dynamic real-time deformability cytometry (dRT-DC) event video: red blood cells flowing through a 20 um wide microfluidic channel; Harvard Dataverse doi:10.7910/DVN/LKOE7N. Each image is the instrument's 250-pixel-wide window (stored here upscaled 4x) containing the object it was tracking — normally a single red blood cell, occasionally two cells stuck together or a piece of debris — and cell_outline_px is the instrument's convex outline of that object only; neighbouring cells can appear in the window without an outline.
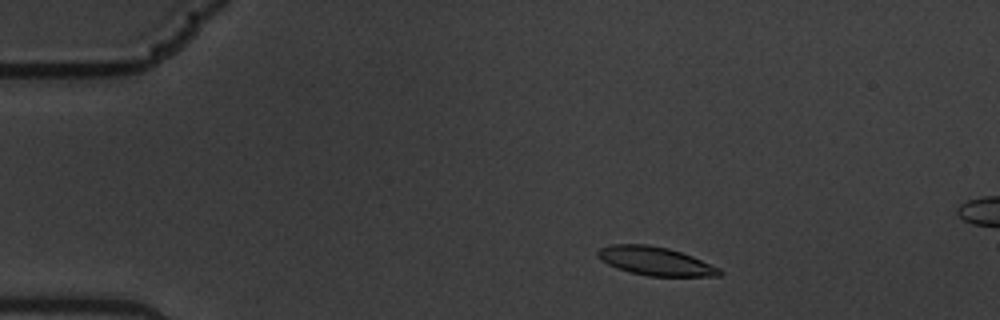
{"species": "common noctule bat (a hibernating species)", "species_latin": "Nyctalus noctula", "temperature_condition": "warm", "stored_images_in_passage": 53, "camera_frame_rate_fps": 3000, "um_per_image_px": 0.085, "animal": {"sex": "male", "body_mass_g": 19.5, "forearm_length_mm": 54.6}, "frame": {"image": 1, "passage_image": 3, "time_ms": 0.667, "image_size_px": [1000, 320], "cell_outline_px": [[724, 272], [720, 276], [648, 276], [628, 272], [616, 268], [600, 260], [596, 256], [596, 252], [600, 248], [612, 244], [648, 244], [668, 248], [692, 256], [720, 268]], "centroid_in_image_um": [55.68, 22.19], "position_along_channel_um": 29.3, "area_um2": 20.4}}
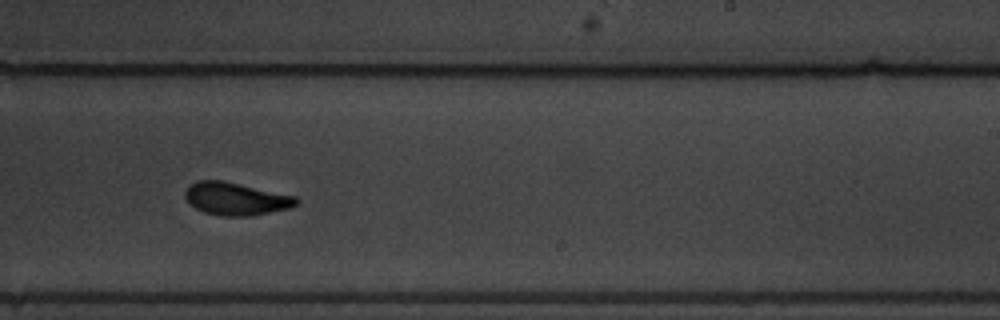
{"frame": {"image": 2, "passage_image": 30, "time_ms": 9.667, "image_size_px": [1000, 320], "cell_outline_px": [[300, 200], [296, 204], [288, 208], [248, 216], [224, 216], [204, 212], [188, 204], [184, 196], [184, 192], [196, 180], [224, 180], [296, 196]], "centroid_in_image_um": [20.02, 16.88], "position_along_channel_um": 269.0, "area_um2": 21.15}}
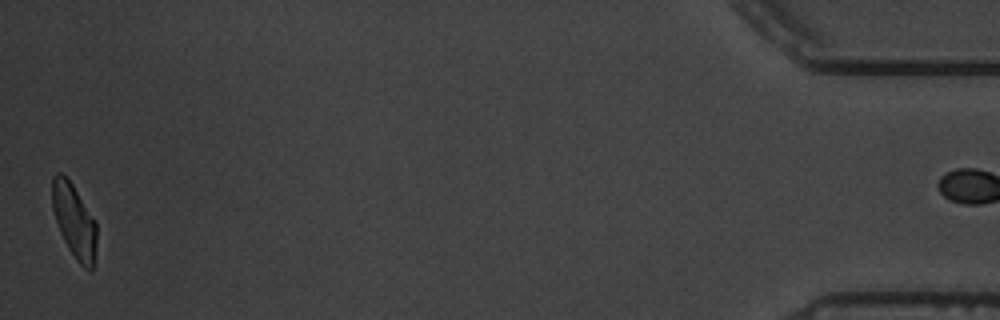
{"frame": {"image": 3, "passage_image": 52, "time_ms": 17.0, "image_size_px": [1000, 320], "cell_outline_px": [[96, 244], [92, 272], [88, 272], [76, 260], [68, 248], [60, 232], [52, 208], [52, 176], [56, 172], [60, 172], [72, 184], [96, 220]], "centroid_in_image_um": [6.31, 18.8], "position_along_channel_um": 428.9, "area_um2": 19.19}}